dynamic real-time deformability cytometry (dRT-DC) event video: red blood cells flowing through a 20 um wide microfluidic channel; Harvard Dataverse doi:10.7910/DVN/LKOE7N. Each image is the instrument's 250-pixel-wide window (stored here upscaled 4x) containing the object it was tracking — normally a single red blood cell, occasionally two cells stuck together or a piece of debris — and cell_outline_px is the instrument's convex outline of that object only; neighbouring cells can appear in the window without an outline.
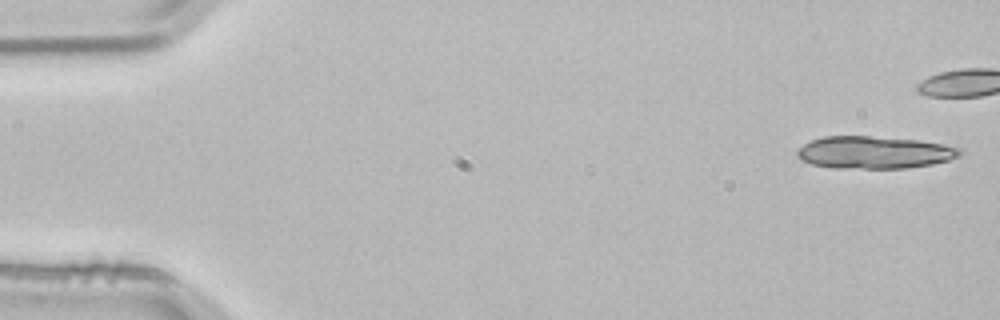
{"species": "common noctule bat (a hibernating species)", "species_latin": "Nyctalus noctula", "temperature_condition": "room temperature", "stored_images_in_passage": 4, "segment_of_instrument_passage": [2, 2], "camera_frame_rate_fps": 3000, "um_per_image_px": 0.085, "animal": {"sex": "male", "body_mass_g": 21.5, "forearm_length_mm": 52.0}, "frame": {"image": 1, "passage_image": 4, "time_ms": 1.0, "image_size_px": [1000, 320], "cell_outline_px": [[964, 152], [960, 156], [948, 160], [932, 164], [904, 168], [832, 168], [812, 164], [800, 160], [796, 156], [796, 152], [804, 144], [812, 140], [824, 136], [868, 136], [920, 140], [960, 148]], "centroid_in_image_um": [74.3, 12.96], "position_along_channel_um": 10.7, "area_um2": 30.69}}